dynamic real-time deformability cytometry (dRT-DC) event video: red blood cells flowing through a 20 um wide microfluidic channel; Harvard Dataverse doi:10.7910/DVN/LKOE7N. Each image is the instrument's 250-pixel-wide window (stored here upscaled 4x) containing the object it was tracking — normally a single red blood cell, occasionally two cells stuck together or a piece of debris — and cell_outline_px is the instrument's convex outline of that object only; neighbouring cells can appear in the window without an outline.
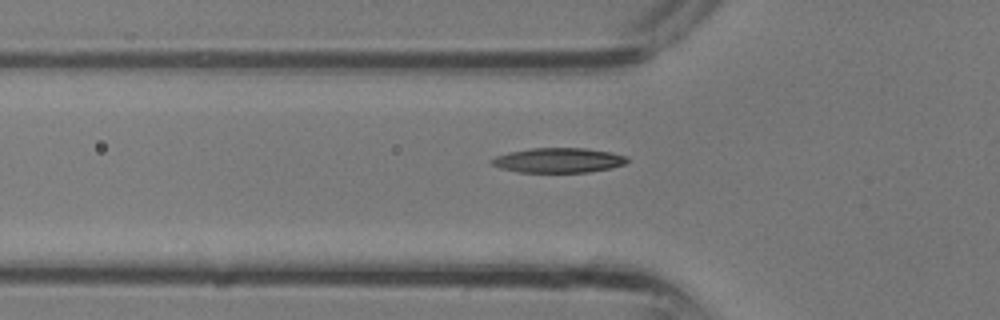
{"species": "common noctule bat (a hibernating species)", "species_latin": "Nyctalus noctula", "temperature_condition": "room temperature", "stored_images_in_passage": 3, "camera_frame_rate_fps": 3000, "um_per_image_px": 0.085, "animal": {"sex": "male", "body_mass_g": 13.3}, "frame": {"image": 1, "passage_image": 2, "time_ms": 0.333, "image_size_px": [1000, 320], "cell_outline_px": [[628, 160], [624, 164], [608, 168], [588, 172], [516, 172], [500, 168], [492, 164], [488, 160], [496, 156], [508, 152], [532, 148], [584, 148], [612, 152], [628, 156]], "centroid_in_image_um": [47.43, 13.62], "position_along_channel_um": 78.4, "area_um2": 19.59}}